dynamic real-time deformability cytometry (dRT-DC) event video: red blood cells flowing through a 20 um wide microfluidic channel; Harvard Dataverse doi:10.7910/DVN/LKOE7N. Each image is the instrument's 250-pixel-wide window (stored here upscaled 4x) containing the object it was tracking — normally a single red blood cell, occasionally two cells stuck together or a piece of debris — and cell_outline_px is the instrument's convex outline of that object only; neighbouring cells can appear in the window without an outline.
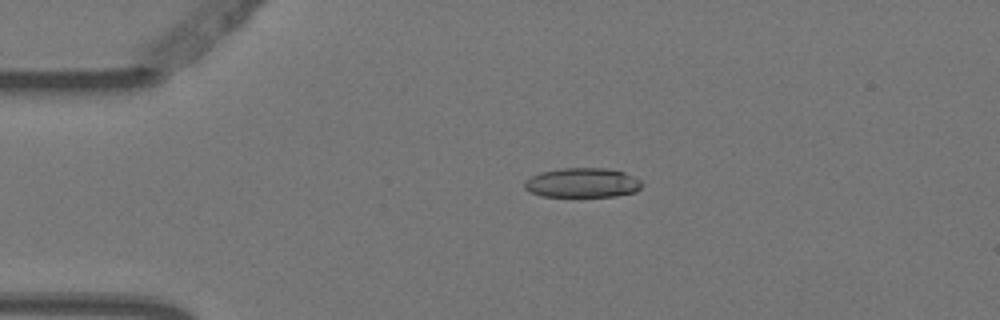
{"species": "Egyptian fruit bat (a non-hibernating species)", "species_latin": "Rousettus aegyptiacus", "temperature_condition": "warm", "stored_images_in_passage": 5, "camera_frame_rate_fps": 3000, "um_per_image_px": 0.085, "animal": {"sex": "female"}, "frame": {"image": 1, "passage_image": 4, "time_ms": 1.0, "image_size_px": [1000, 320], "cell_outline_px": [[644, 184], [636, 192], [616, 196], [540, 196], [524, 188], [524, 180], [540, 172], [560, 168], [608, 168], [624, 172], [640, 180]], "centroid_in_image_um": [49.51, 15.53], "position_along_channel_um": 35.5, "area_um2": 20.29}}